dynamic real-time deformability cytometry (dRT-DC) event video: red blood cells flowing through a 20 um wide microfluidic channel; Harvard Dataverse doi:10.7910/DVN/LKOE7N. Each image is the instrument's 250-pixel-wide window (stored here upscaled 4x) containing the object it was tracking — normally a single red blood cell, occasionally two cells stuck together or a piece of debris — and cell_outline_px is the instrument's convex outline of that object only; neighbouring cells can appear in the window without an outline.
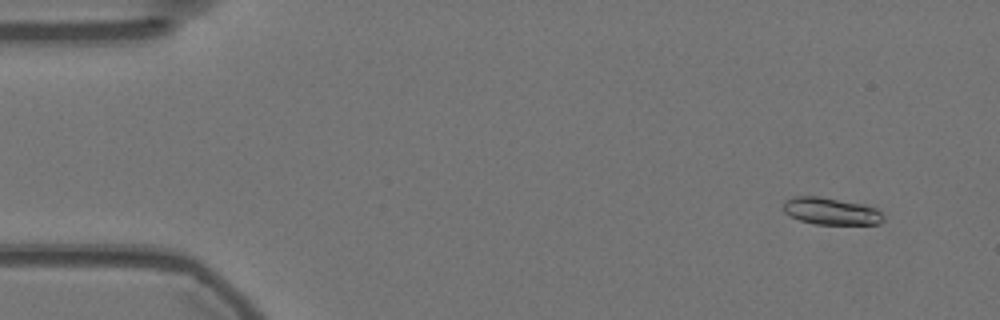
{"species": "Egyptian fruit bat (a non-hibernating species)", "species_latin": "Rousettus aegyptiacus", "temperature_condition": "warm", "stored_images_in_passage": 58, "segment_of_instrument_passage": [1, 2], "camera_frame_rate_fps": 3000, "um_per_image_px": 0.085, "animal": {"sex": "female"}, "frame": {"image": 1, "passage_image": 5, "time_ms": 1.333, "image_size_px": [1000, 320], "cell_outline_px": [[884, 220], [880, 224], [816, 224], [800, 220], [784, 212], [784, 200], [792, 196], [820, 196], [864, 204], [876, 208], [884, 216]], "centroid_in_image_um": [70.65, 17.94], "position_along_channel_um": 14.3, "area_um2": 15.84}}
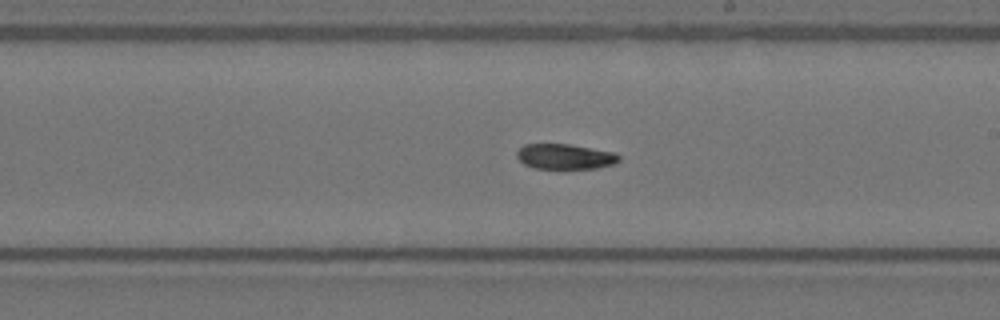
{"frame": {"image": 2, "passage_image": 33, "time_ms": 10.667, "image_size_px": [1000, 320], "cell_outline_px": [[620, 160], [616, 164], [596, 168], [532, 168], [524, 164], [516, 156], [516, 152], [524, 144], [568, 144], [616, 152], [620, 156]], "centroid_in_image_um": [48.05, 13.3], "position_along_channel_um": 241.0, "area_um2": 15.09}}
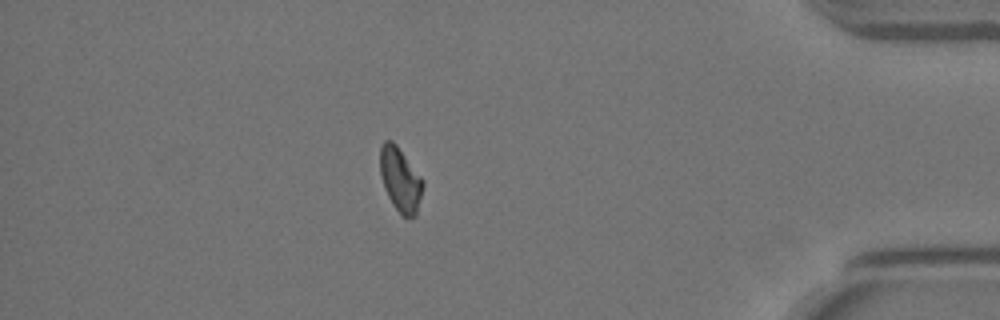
{"frame": {"image": 3, "passage_image": 50, "time_ms": 16.333, "image_size_px": [1000, 320], "cell_outline_px": [[424, 184], [416, 216], [404, 216], [392, 204], [384, 188], [380, 172], [380, 148], [384, 140], [392, 140], [396, 144], [424, 180]], "centroid_in_image_um": [34.03, 15.24], "position_along_channel_um": 401.2, "area_um2": 15.9}}